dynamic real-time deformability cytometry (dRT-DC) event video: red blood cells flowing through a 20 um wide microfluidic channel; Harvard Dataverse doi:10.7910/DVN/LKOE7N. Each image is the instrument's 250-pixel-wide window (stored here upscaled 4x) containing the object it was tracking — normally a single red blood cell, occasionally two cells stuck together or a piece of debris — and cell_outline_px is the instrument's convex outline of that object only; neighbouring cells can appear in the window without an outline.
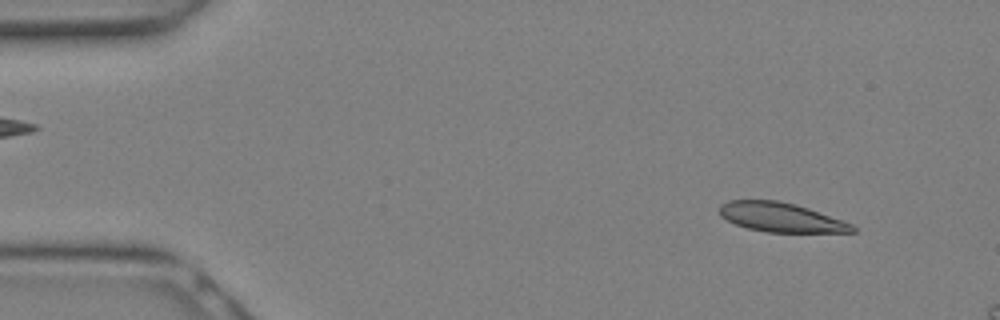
{"species": "Egyptian fruit bat (a non-hibernating species)", "species_latin": "Rousettus aegyptiacus", "temperature_condition": "warm", "stored_images_in_passage": 6, "camera_frame_rate_fps": 3000, "um_per_image_px": 0.085, "animal": {"sex": "female"}, "frame": {"image": 1, "passage_image": 1, "time_ms": 0.0, "image_size_px": [1000, 320], "cell_outline_px": [[856, 232], [768, 232], [748, 228], [736, 224], [720, 216], [720, 204], [728, 200], [780, 200], [796, 204], [808, 208], [852, 224], [856, 228]], "centroid_in_image_um": [66.36, 18.46], "position_along_channel_um": 18.6, "area_um2": 22.54}}